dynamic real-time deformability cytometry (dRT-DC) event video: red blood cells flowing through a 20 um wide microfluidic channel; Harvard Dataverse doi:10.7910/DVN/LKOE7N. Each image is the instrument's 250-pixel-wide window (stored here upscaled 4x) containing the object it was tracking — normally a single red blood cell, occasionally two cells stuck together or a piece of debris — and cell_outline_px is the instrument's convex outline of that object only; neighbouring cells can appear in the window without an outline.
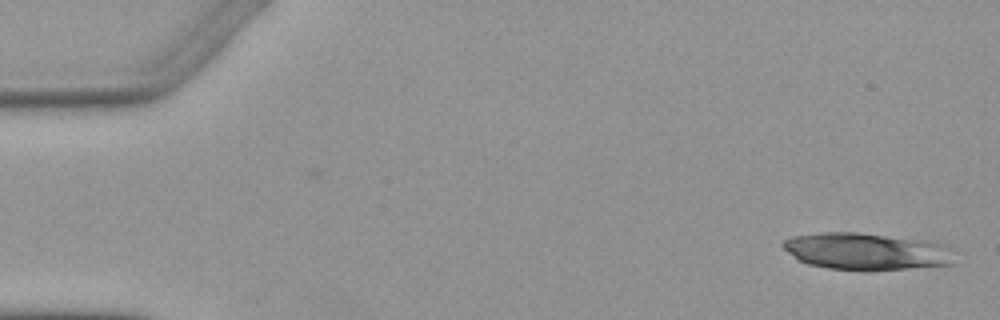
{"species": "Egyptian fruit bat (a non-hibernating species)", "species_latin": "Rousettus aegyptiacus", "temperature_condition": "warm", "stored_images_in_passage": 2, "camera_frame_rate_fps": 3000, "um_per_image_px": 0.085, "animal": {"sex": "female"}, "frame": {"image": 1, "passage_image": 2, "time_ms": 2.0, "image_size_px": [1000, 320], "cell_outline_px": [[956, 264], [908, 268], [828, 268], [808, 264], [800, 260], [788, 252], [780, 244], [784, 240], [792, 236], [824, 232], [856, 232], [928, 240], [948, 244], [952, 248]], "centroid_in_image_um": [73.72, 21.33], "position_along_channel_um": 11.3, "area_um2": 36.53}}